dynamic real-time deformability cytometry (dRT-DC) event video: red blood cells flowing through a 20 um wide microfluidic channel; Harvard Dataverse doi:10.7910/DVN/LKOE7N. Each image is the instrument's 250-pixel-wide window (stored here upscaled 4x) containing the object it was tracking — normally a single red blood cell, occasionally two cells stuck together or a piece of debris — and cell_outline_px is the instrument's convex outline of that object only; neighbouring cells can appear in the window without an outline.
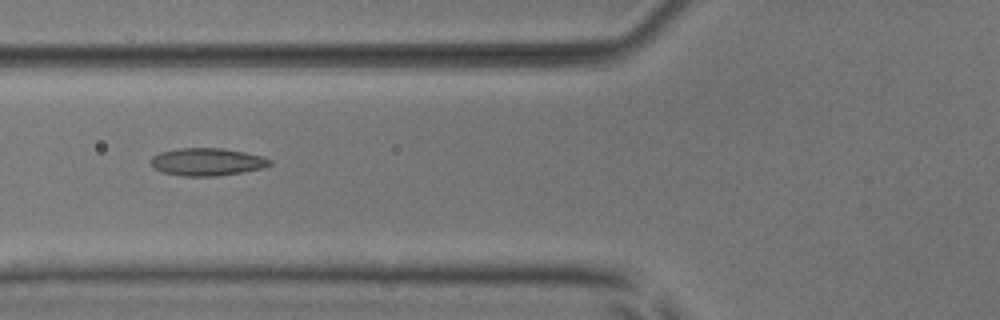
{"species": "common noctule bat (a hibernating species)", "species_latin": "Nyctalus noctula", "temperature_condition": "room temperature", "stored_images_in_passage": 6, "camera_frame_rate_fps": 3000, "um_per_image_px": 0.085, "animal": {"sex": "male", "body_mass_g": 17.9, "forearm_length_mm": 54.2}, "frame": {"image": 1, "passage_image": 6, "time_ms": 6.0, "image_size_px": [1000, 320], "cell_outline_px": [[272, 164], [264, 168], [216, 176], [184, 176], [164, 172], [152, 168], [148, 160], [152, 156], [160, 152], [176, 148], [220, 148], [244, 152], [260, 156], [272, 160]], "centroid_in_image_um": [17.55, 13.75], "position_along_channel_um": 108.3, "area_um2": 19.19}}